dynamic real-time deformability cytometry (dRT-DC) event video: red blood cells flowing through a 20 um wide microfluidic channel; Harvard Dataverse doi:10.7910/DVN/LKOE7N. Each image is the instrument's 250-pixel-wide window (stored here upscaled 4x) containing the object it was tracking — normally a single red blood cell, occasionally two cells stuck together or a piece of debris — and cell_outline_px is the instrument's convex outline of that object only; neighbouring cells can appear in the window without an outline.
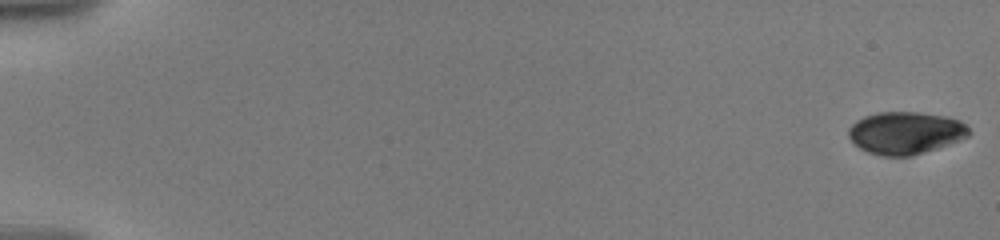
{"species": "human", "species_latin": "Homo sapiens", "temperature_condition": "warm", "stored_images_in_passage": 23, "camera_frame_rate_fps": 3000, "um_per_image_px": 0.085, "donor": {"sex": "male"}, "frame": {"image": 1, "passage_image": 1, "time_ms": 0.0, "image_size_px": [1000, 240], "cell_outline_px": [[968, 136], [936, 148], [912, 156], [884, 156], [868, 152], [860, 148], [848, 136], [848, 128], [856, 120], [864, 116], [876, 112], [920, 112], [948, 116], [960, 120], [968, 128]], "centroid_in_image_um": [76.93, 11.28], "position_along_channel_um": 8.1, "area_um2": 29.59}}
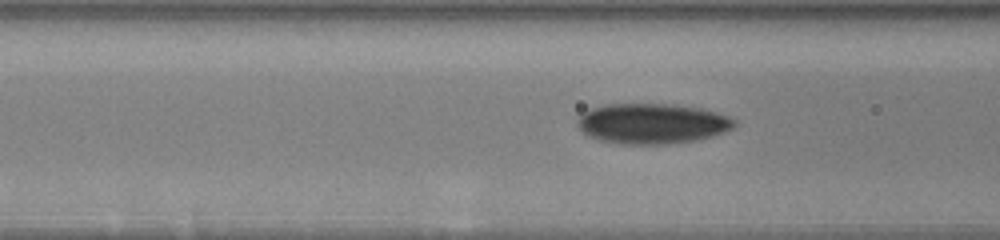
{"frame": {"image": 2, "passage_image": 17, "time_ms": 8.0, "image_size_px": [1000, 240], "cell_outline_px": [[736, 124], [732, 128], [724, 132], [712, 136], [696, 140], [672, 144], [620, 144], [596, 140], [588, 136], [576, 124], [576, 120], [584, 112], [592, 108], [604, 104], [676, 104], [700, 108], [716, 112], [728, 116], [736, 120]], "centroid_in_image_um": [55.42, 10.51], "position_along_channel_um": 111.2, "area_um2": 37.17}}
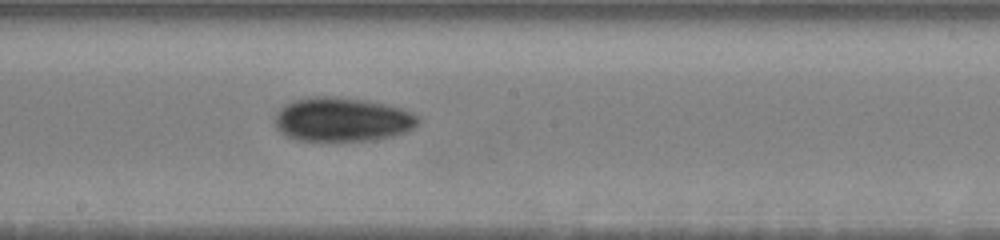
{"frame": {"image": 3, "passage_image": 23, "time_ms": 11.0, "image_size_px": [1000, 240], "cell_outline_px": [[420, 124], [408, 132], [376, 140], [296, 140], [284, 136], [276, 128], [276, 112], [284, 104], [308, 96], [332, 96], [368, 100], [388, 104], [412, 112], [420, 116]], "centroid_in_image_um": [29.13, 10.15], "position_along_channel_um": 219.1, "area_um2": 37.28}}